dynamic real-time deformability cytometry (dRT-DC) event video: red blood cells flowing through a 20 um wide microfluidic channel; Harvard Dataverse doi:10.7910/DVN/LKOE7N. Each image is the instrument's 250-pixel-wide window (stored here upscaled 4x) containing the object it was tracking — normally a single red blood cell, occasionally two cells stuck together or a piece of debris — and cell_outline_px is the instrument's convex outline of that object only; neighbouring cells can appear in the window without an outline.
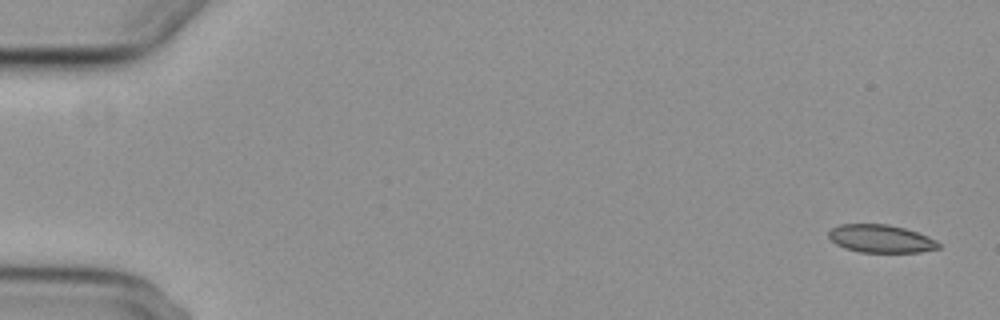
{"species": "common noctule bat (a hibernating species)", "species_latin": "Nyctalus noctula", "temperature_condition": "cold", "stored_images_in_passage": 2, "camera_frame_rate_fps": 3000, "um_per_image_px": 0.085, "animal": {"sex": "female", "body_mass_g": 29.2, "forearm_length_mm": 56.3}, "frame": {"image": 1, "passage_image": 2, "time_ms": 1.0, "image_size_px": [1000, 320], "cell_outline_px": [[940, 248], [920, 252], [860, 252], [844, 248], [836, 244], [828, 236], [828, 232], [832, 228], [840, 224], [888, 224], [904, 228], [928, 236], [936, 240], [940, 244]], "centroid_in_image_um": [74.87, 20.29], "position_along_channel_um": 10.1, "area_um2": 17.86}}